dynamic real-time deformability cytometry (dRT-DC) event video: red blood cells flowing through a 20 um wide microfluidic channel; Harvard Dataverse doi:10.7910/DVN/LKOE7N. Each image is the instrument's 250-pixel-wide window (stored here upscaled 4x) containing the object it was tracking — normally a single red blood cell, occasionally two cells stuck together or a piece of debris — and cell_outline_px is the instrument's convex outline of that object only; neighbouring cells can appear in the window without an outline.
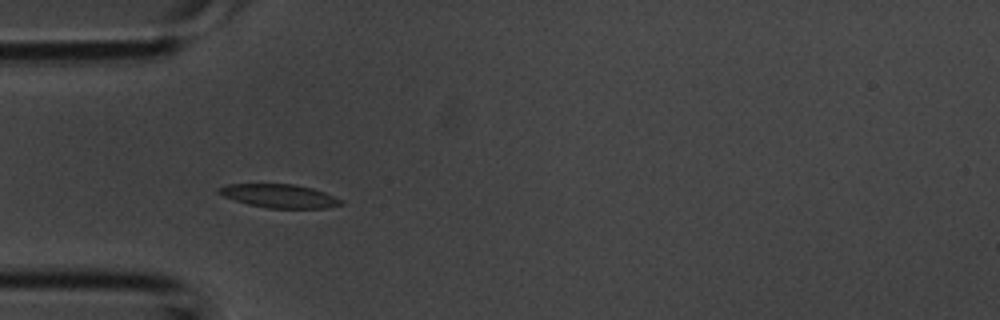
{"species": "common noctule bat (a hibernating species)", "species_latin": "Nyctalus noctula", "temperature_condition": "room temperature", "stored_images_in_passage": 41, "camera_frame_rate_fps": 3000, "um_per_image_px": 0.085, "animal": {"sex": "male", "body_mass_g": 20.1, "forearm_length_mm": 53.5}, "frame": {"image": 1, "passage_image": 12, "time_ms": 3.667, "image_size_px": [1000, 320], "cell_outline_px": [[344, 204], [324, 208], [268, 208], [248, 204], [224, 196], [216, 192], [216, 188], [228, 184], [292, 184], [312, 188], [324, 192], [344, 200]], "centroid_in_image_um": [23.75, 16.65], "position_along_channel_um": 61.2, "area_um2": 16.7}}
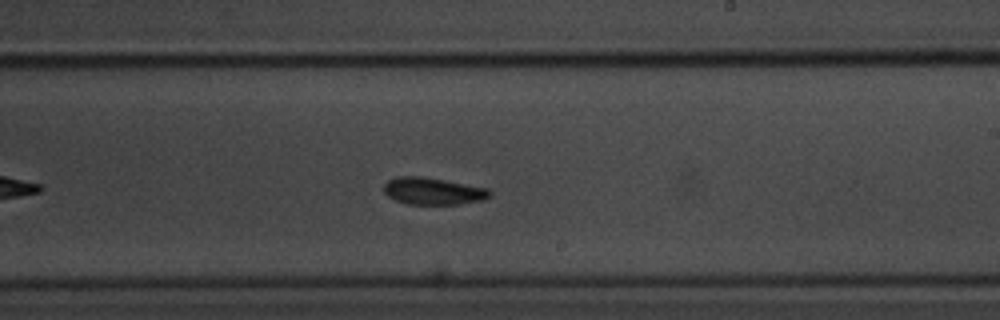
{"frame": {"image": 2, "passage_image": 24, "time_ms": 7.667, "image_size_px": [1000, 320], "cell_outline_px": [[492, 196], [484, 200], [460, 204], [408, 204], [396, 200], [388, 196], [384, 192], [384, 184], [388, 180], [396, 176], [420, 176], [444, 180], [488, 188], [492, 192]], "centroid_in_image_um": [36.83, 16.24], "position_along_channel_um": 252.2, "area_um2": 16.76}}
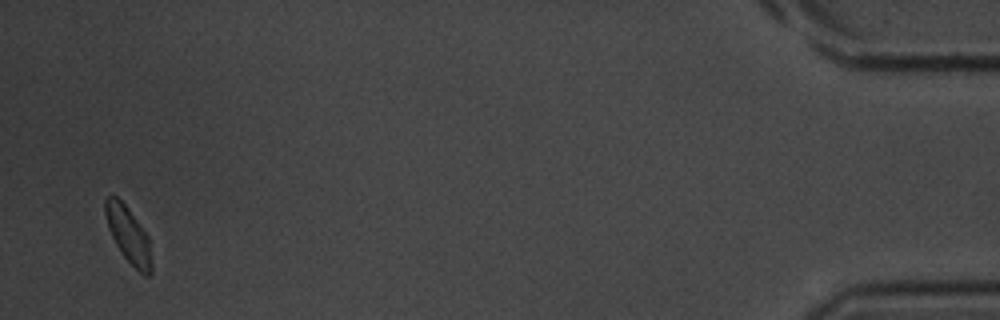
{"frame": {"image": 3, "passage_image": 40, "time_ms": 13.0, "image_size_px": [1000, 320], "cell_outline_px": [[152, 272], [148, 276], [144, 276], [124, 256], [116, 244], [108, 228], [104, 212], [104, 200], [112, 192], [124, 204], [148, 236], [152, 264]], "centroid_in_image_um": [10.9, 19.94], "position_along_channel_um": 424.3, "area_um2": 14.91}}